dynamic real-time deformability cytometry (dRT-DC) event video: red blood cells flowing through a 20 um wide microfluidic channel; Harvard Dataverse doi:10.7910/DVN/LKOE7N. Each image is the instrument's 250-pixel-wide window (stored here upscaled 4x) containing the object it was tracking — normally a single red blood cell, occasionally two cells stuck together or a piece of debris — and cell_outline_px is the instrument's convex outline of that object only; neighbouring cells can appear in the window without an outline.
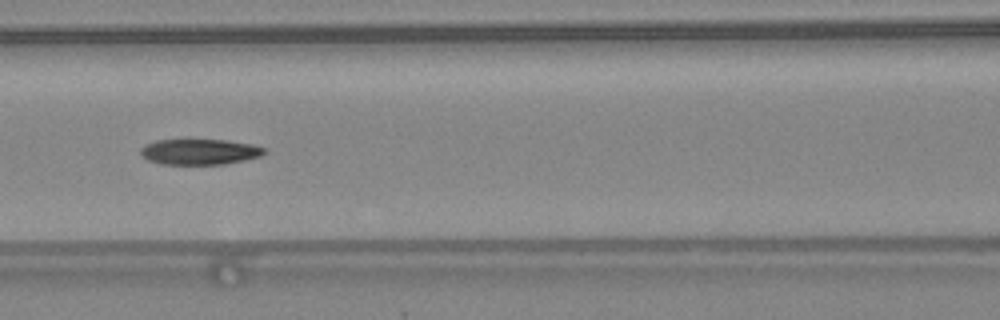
{"species": "common noctule bat (a hibernating species)", "species_latin": "Nyctalus noctula", "temperature_condition": "warm", "stored_images_in_passage": 46, "camera_frame_rate_fps": 3000, "um_per_image_px": 0.085, "animal": {"sex": "female", "body_mass_g": 24.6, "forearm_length_mm": 56.2}, "frame": {"image": 1, "passage_image": 20, "time_ms": 6.333, "image_size_px": [1000, 320], "cell_outline_px": [[264, 152], [260, 156], [244, 160], [224, 164], [160, 164], [148, 160], [140, 152], [140, 148], [144, 144], [156, 140], [228, 140], [252, 144], [264, 148]], "centroid_in_image_um": [16.93, 12.9], "position_along_channel_um": 149.7, "area_um2": 18.38}, "authors_computed_cell_mechanics": {"area_um2": 19.7387, "velocity_mm_per_s": 4.3903, "shape_relaxation_time_tau1_ms": 11.0743, "shape_relaxation_time_tau2_ms": 4.3522, "deformation_change_tau1": 0.2905, "deformation_change_tau2": 0.124}}